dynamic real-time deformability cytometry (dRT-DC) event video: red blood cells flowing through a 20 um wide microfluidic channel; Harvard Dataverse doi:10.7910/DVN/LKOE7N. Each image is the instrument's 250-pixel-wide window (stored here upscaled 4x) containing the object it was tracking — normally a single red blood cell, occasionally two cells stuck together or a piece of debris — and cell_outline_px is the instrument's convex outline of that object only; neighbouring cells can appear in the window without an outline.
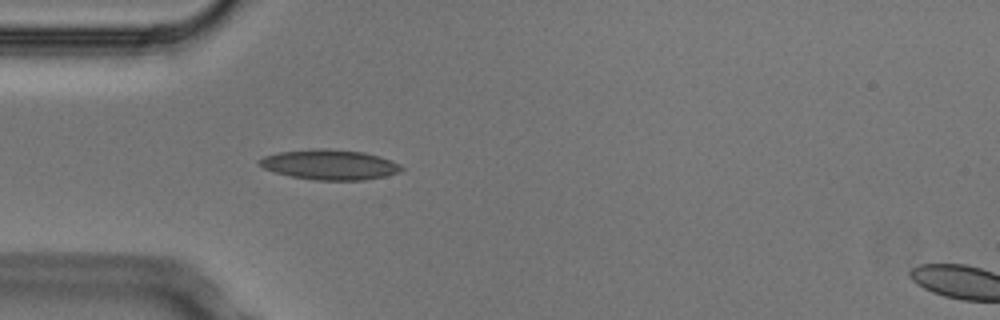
{"species": "Egyptian fruit bat (a non-hibernating species)", "species_latin": "Rousettus aegyptiacus", "temperature_condition": "cold", "stored_images_in_passage": 4, "segment_of_instrument_passage": [1, 2], "camera_frame_rate_fps": 3000, "um_per_image_px": 0.085, "animal": {"sex": "male"}, "frame": {"image": 1, "passage_image": 3, "time_ms": 0.667, "image_size_px": [1000, 320], "cell_outline_px": [[404, 168], [400, 172], [384, 176], [364, 180], [312, 180], [292, 176], [276, 172], [264, 168], [256, 160], [264, 156], [280, 152], [312, 148], [328, 148], [364, 152], [380, 156], [392, 160], [400, 164]], "centroid_in_image_um": [28.05, 13.98], "position_along_channel_um": 57.0, "area_um2": 25.03}}